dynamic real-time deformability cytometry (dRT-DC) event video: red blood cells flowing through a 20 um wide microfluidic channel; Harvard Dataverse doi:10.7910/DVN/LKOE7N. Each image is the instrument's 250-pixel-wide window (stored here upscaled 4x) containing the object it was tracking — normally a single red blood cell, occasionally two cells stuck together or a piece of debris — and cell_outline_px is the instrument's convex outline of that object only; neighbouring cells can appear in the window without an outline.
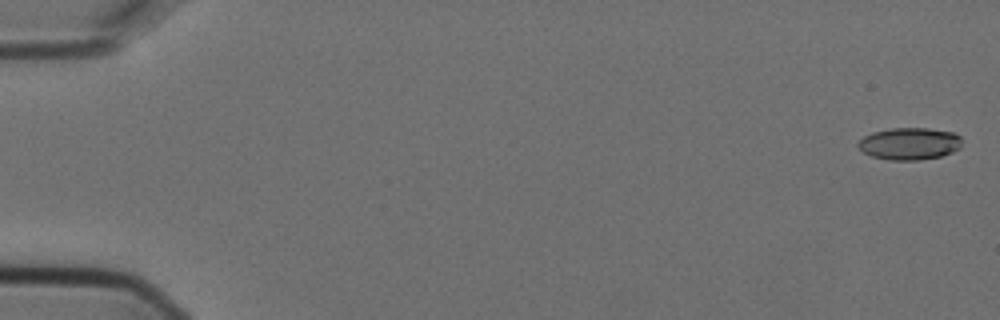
{"species": "Egyptian fruit bat (a non-hibernating species)", "species_latin": "Rousettus aegyptiacus", "temperature_condition": "cold", "stored_images_in_passage": 5, "camera_frame_rate_fps": 3000, "um_per_image_px": 0.085, "animal": {"sex": "female"}, "frame": {"image": 1, "passage_image": 1, "time_ms": 0.0, "image_size_px": [1000, 320], "cell_outline_px": [[960, 148], [952, 152], [940, 156], [916, 160], [888, 160], [872, 156], [864, 152], [856, 144], [864, 136], [872, 132], [892, 128], [928, 128], [952, 132], [960, 136]], "centroid_in_image_um": [77.29, 12.21], "position_along_channel_um": 7.7, "area_um2": 19.31}}
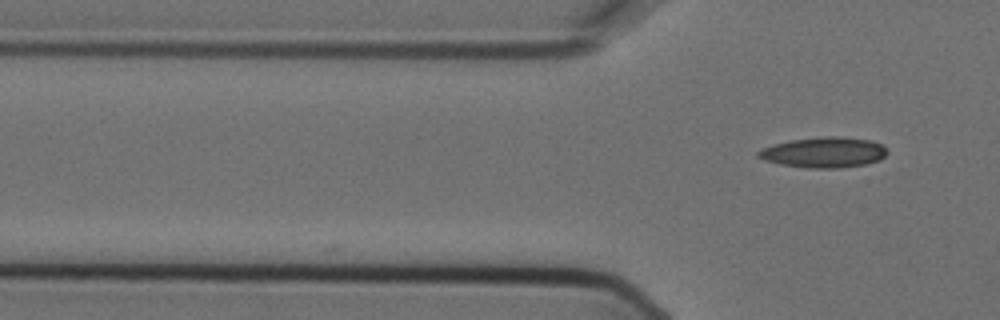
{"frame": {"image": 2, "passage_image": 5, "time_ms": 1.333, "image_size_px": [1000, 320], "cell_outline_px": [[888, 152], [880, 160], [864, 164], [840, 168], [808, 168], [780, 164], [764, 160], [756, 156], [756, 152], [760, 148], [772, 144], [792, 140], [824, 136], [840, 136], [868, 140], [880, 144]], "centroid_in_image_um": [69.97, 12.95], "position_along_channel_um": 55.8, "area_um2": 22.89}}